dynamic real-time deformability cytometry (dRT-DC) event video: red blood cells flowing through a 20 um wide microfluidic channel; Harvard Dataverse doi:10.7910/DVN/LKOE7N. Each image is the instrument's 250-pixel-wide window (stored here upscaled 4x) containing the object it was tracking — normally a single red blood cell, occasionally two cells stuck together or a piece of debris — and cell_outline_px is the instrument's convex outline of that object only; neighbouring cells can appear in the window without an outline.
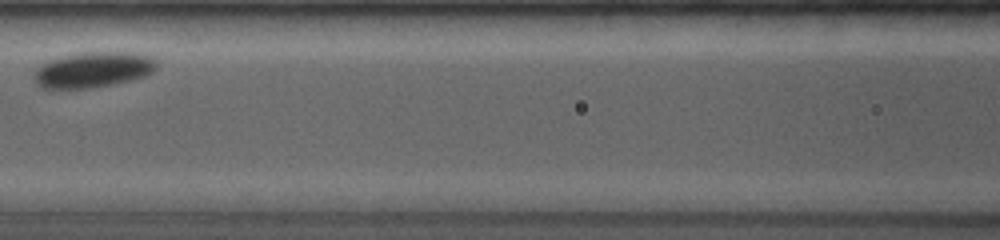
{"species": "common noctule bat (a hibernating species)", "species_latin": "Nyctalus noctula", "temperature_condition": "room temperature", "stored_images_in_passage": 44, "camera_frame_rate_fps": 4000, "um_per_image_px": 0.085, "animal": {"sex": "female", "body_mass_g": 19.0, "forearm_length_mm": 53.3}, "frame": {"image": 1, "passage_image": 17, "time_ms": 4.0, "image_size_px": [1000, 240], "cell_outline_px": [[156, 68], [152, 72], [144, 76], [132, 80], [92, 88], [40, 88], [32, 80], [32, 76], [36, 68], [40, 64], [64, 56], [84, 52], [136, 52], [152, 56], [156, 60]], "centroid_in_image_um": [7.9, 5.93], "position_along_channel_um": 158.7, "area_um2": 25.61}}
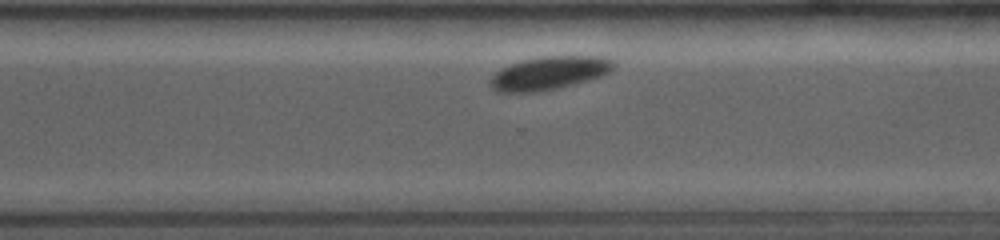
{"frame": {"image": 2, "passage_image": 35, "time_ms": 8.5, "image_size_px": [1000, 240], "cell_outline_px": [[616, 64], [608, 72], [600, 76], [588, 80], [556, 88], [532, 92], [496, 92], [488, 84], [488, 80], [496, 72], [512, 64], [524, 60], [548, 56], [600, 56], [612, 60]], "centroid_in_image_um": [46.65, 6.21], "position_along_channel_um": 323.9, "area_um2": 23.47}}
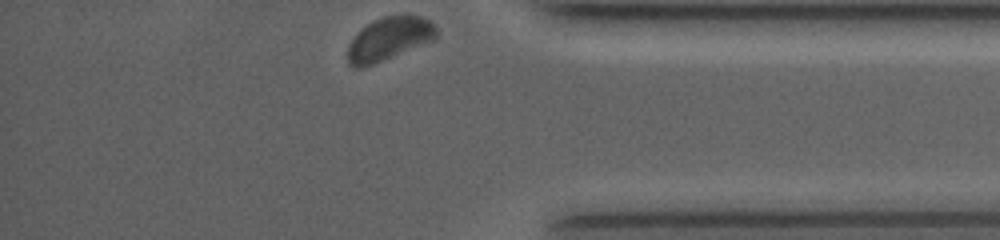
{"frame": {"image": 3, "passage_image": 44, "time_ms": 10.75, "image_size_px": [1000, 240], "cell_outline_px": [[436, 40], [364, 68], [356, 68], [348, 64], [348, 44], [368, 24], [384, 16], [404, 12], [420, 16], [428, 20], [436, 28]], "centroid_in_image_um": [33.11, 3.29], "position_along_channel_um": 402.1, "area_um2": 22.54}, "authors_computed_cell_mechanics": {"area_um2": 23.1489, "velocity_mm_per_s": 3.7188, "shape_relaxation_time_tau1_ms": 0.59, "shape_relaxation_time_tau2_ms": null, "deformation_change_tau1": 0.0628, "deformation_change_tau2": null}}